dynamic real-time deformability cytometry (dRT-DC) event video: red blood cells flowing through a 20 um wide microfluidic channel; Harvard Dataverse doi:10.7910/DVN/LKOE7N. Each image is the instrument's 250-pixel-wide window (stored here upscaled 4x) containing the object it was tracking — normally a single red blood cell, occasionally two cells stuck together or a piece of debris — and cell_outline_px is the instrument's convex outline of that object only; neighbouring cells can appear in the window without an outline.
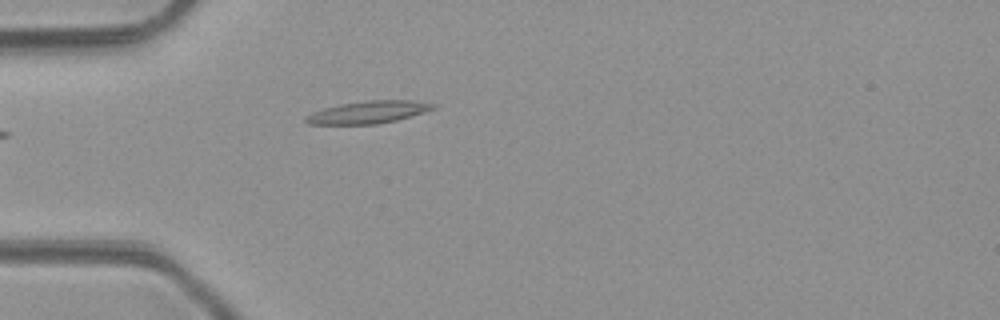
{"species": "common noctule bat (a hibernating species)", "species_latin": "Nyctalus noctula", "temperature_condition": "room temperature", "stored_images_in_passage": 5, "camera_frame_rate_fps": 3000, "um_per_image_px": 0.085, "animal": {"sex": "male", "body_mass_g": 23.1, "forearm_length_mm": 52.7}, "frame": {"image": 1, "passage_image": 5, "time_ms": 4.667, "image_size_px": [1000, 320], "cell_outline_px": [[436, 108], [424, 112], [396, 120], [376, 124], [308, 124], [304, 120], [304, 116], [312, 112], [324, 108], [340, 104], [364, 100], [412, 100], [436, 104]], "centroid_in_image_um": [31.28, 9.53], "position_along_channel_um": 53.7, "area_um2": 16.65}}